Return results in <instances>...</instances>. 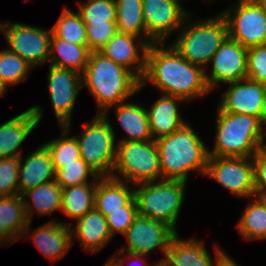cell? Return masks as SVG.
<instances>
[{
    "instance_id": "1",
    "label": "cell",
    "mask_w": 266,
    "mask_h": 266,
    "mask_svg": "<svg viewBox=\"0 0 266 266\" xmlns=\"http://www.w3.org/2000/svg\"><path fill=\"white\" fill-rule=\"evenodd\" d=\"M163 45L164 43L149 45L145 73L140 80L141 87L145 81H149L163 94L176 96L184 101L211 91L206 82L204 68L191 64L173 46L164 48Z\"/></svg>"
},
{
    "instance_id": "2",
    "label": "cell",
    "mask_w": 266,
    "mask_h": 266,
    "mask_svg": "<svg viewBox=\"0 0 266 266\" xmlns=\"http://www.w3.org/2000/svg\"><path fill=\"white\" fill-rule=\"evenodd\" d=\"M82 76L85 85L92 92L101 114L112 106L124 103L142 87L140 80L127 68L115 63L100 51H93Z\"/></svg>"
},
{
    "instance_id": "3",
    "label": "cell",
    "mask_w": 266,
    "mask_h": 266,
    "mask_svg": "<svg viewBox=\"0 0 266 266\" xmlns=\"http://www.w3.org/2000/svg\"><path fill=\"white\" fill-rule=\"evenodd\" d=\"M160 157L162 180L187 182L188 172L199 170L205 174L208 149L189 124L155 140Z\"/></svg>"
},
{
    "instance_id": "4",
    "label": "cell",
    "mask_w": 266,
    "mask_h": 266,
    "mask_svg": "<svg viewBox=\"0 0 266 266\" xmlns=\"http://www.w3.org/2000/svg\"><path fill=\"white\" fill-rule=\"evenodd\" d=\"M262 123L258 117L224 112L218 107L216 142L209 156L253 157L264 146Z\"/></svg>"
},
{
    "instance_id": "5",
    "label": "cell",
    "mask_w": 266,
    "mask_h": 266,
    "mask_svg": "<svg viewBox=\"0 0 266 266\" xmlns=\"http://www.w3.org/2000/svg\"><path fill=\"white\" fill-rule=\"evenodd\" d=\"M186 183L182 180H162L137 184L141 186L134 189L138 214L162 223L178 234L175 226L184 201Z\"/></svg>"
},
{
    "instance_id": "6",
    "label": "cell",
    "mask_w": 266,
    "mask_h": 266,
    "mask_svg": "<svg viewBox=\"0 0 266 266\" xmlns=\"http://www.w3.org/2000/svg\"><path fill=\"white\" fill-rule=\"evenodd\" d=\"M189 25H182V33L172 46L191 64L203 68L211 62L215 52L229 36L228 24L224 16L219 14Z\"/></svg>"
},
{
    "instance_id": "7",
    "label": "cell",
    "mask_w": 266,
    "mask_h": 266,
    "mask_svg": "<svg viewBox=\"0 0 266 266\" xmlns=\"http://www.w3.org/2000/svg\"><path fill=\"white\" fill-rule=\"evenodd\" d=\"M81 158L98 176H111L116 158L115 133L107 114L96 117L76 137Z\"/></svg>"
},
{
    "instance_id": "8",
    "label": "cell",
    "mask_w": 266,
    "mask_h": 266,
    "mask_svg": "<svg viewBox=\"0 0 266 266\" xmlns=\"http://www.w3.org/2000/svg\"><path fill=\"white\" fill-rule=\"evenodd\" d=\"M116 158L113 167L133 184L155 181L161 177V165L155 140L119 142L116 144Z\"/></svg>"
},
{
    "instance_id": "9",
    "label": "cell",
    "mask_w": 266,
    "mask_h": 266,
    "mask_svg": "<svg viewBox=\"0 0 266 266\" xmlns=\"http://www.w3.org/2000/svg\"><path fill=\"white\" fill-rule=\"evenodd\" d=\"M221 14L227 21L230 38L247 48L266 44L264 0H240L235 9L226 10Z\"/></svg>"
},
{
    "instance_id": "10",
    "label": "cell",
    "mask_w": 266,
    "mask_h": 266,
    "mask_svg": "<svg viewBox=\"0 0 266 266\" xmlns=\"http://www.w3.org/2000/svg\"><path fill=\"white\" fill-rule=\"evenodd\" d=\"M205 174L237 196L255 195L253 162L246 157L209 156Z\"/></svg>"
},
{
    "instance_id": "11",
    "label": "cell",
    "mask_w": 266,
    "mask_h": 266,
    "mask_svg": "<svg viewBox=\"0 0 266 266\" xmlns=\"http://www.w3.org/2000/svg\"><path fill=\"white\" fill-rule=\"evenodd\" d=\"M124 235L128 246L121 247L119 254L127 251L130 259H139L156 247H160L166 256L170 242L176 234L162 223L138 214Z\"/></svg>"
},
{
    "instance_id": "12",
    "label": "cell",
    "mask_w": 266,
    "mask_h": 266,
    "mask_svg": "<svg viewBox=\"0 0 266 266\" xmlns=\"http://www.w3.org/2000/svg\"><path fill=\"white\" fill-rule=\"evenodd\" d=\"M52 30L21 23L8 22L5 38L9 50L15 52L33 68L49 60Z\"/></svg>"
},
{
    "instance_id": "13",
    "label": "cell",
    "mask_w": 266,
    "mask_h": 266,
    "mask_svg": "<svg viewBox=\"0 0 266 266\" xmlns=\"http://www.w3.org/2000/svg\"><path fill=\"white\" fill-rule=\"evenodd\" d=\"M142 9L148 45L164 43L189 17L182 6L172 0H142Z\"/></svg>"
},
{
    "instance_id": "14",
    "label": "cell",
    "mask_w": 266,
    "mask_h": 266,
    "mask_svg": "<svg viewBox=\"0 0 266 266\" xmlns=\"http://www.w3.org/2000/svg\"><path fill=\"white\" fill-rule=\"evenodd\" d=\"M219 108L258 117L266 127V85L248 78L229 83Z\"/></svg>"
},
{
    "instance_id": "15",
    "label": "cell",
    "mask_w": 266,
    "mask_h": 266,
    "mask_svg": "<svg viewBox=\"0 0 266 266\" xmlns=\"http://www.w3.org/2000/svg\"><path fill=\"white\" fill-rule=\"evenodd\" d=\"M247 52V47L228 36L212 57L210 76L205 73L209 89H214L219 82L230 83L246 79Z\"/></svg>"
},
{
    "instance_id": "16",
    "label": "cell",
    "mask_w": 266,
    "mask_h": 266,
    "mask_svg": "<svg viewBox=\"0 0 266 266\" xmlns=\"http://www.w3.org/2000/svg\"><path fill=\"white\" fill-rule=\"evenodd\" d=\"M50 98L60 126L69 125L76 97L82 89V76L72 69L49 67Z\"/></svg>"
},
{
    "instance_id": "17",
    "label": "cell",
    "mask_w": 266,
    "mask_h": 266,
    "mask_svg": "<svg viewBox=\"0 0 266 266\" xmlns=\"http://www.w3.org/2000/svg\"><path fill=\"white\" fill-rule=\"evenodd\" d=\"M41 118L40 106H33L0 125V159L22 156L18 149Z\"/></svg>"
},
{
    "instance_id": "18",
    "label": "cell",
    "mask_w": 266,
    "mask_h": 266,
    "mask_svg": "<svg viewBox=\"0 0 266 266\" xmlns=\"http://www.w3.org/2000/svg\"><path fill=\"white\" fill-rule=\"evenodd\" d=\"M137 36L131 34H125L117 32L112 39L100 50L109 59L115 63L120 64L130 70L139 80L144 76L146 69V53L149 45L147 42H138V46L135 45ZM141 50V55L138 51ZM141 61V62H140ZM137 65L131 70L130 65ZM137 63V64H136Z\"/></svg>"
},
{
    "instance_id": "19",
    "label": "cell",
    "mask_w": 266,
    "mask_h": 266,
    "mask_svg": "<svg viewBox=\"0 0 266 266\" xmlns=\"http://www.w3.org/2000/svg\"><path fill=\"white\" fill-rule=\"evenodd\" d=\"M20 157L18 187L19 195L29 189L55 180V169L49 150L45 145L37 148L31 153L22 164ZM53 178L52 180H50Z\"/></svg>"
},
{
    "instance_id": "20",
    "label": "cell",
    "mask_w": 266,
    "mask_h": 266,
    "mask_svg": "<svg viewBox=\"0 0 266 266\" xmlns=\"http://www.w3.org/2000/svg\"><path fill=\"white\" fill-rule=\"evenodd\" d=\"M64 223L48 222L41 227H38L32 232L31 238L44 256L51 260L61 259L71 247L73 232L75 229H70Z\"/></svg>"
},
{
    "instance_id": "21",
    "label": "cell",
    "mask_w": 266,
    "mask_h": 266,
    "mask_svg": "<svg viewBox=\"0 0 266 266\" xmlns=\"http://www.w3.org/2000/svg\"><path fill=\"white\" fill-rule=\"evenodd\" d=\"M180 101L184 100L176 96L163 94L151 106L150 110L147 109L153 140L169 135L186 124L178 113L177 102ZM156 135L158 136L156 137Z\"/></svg>"
},
{
    "instance_id": "22",
    "label": "cell",
    "mask_w": 266,
    "mask_h": 266,
    "mask_svg": "<svg viewBox=\"0 0 266 266\" xmlns=\"http://www.w3.org/2000/svg\"><path fill=\"white\" fill-rule=\"evenodd\" d=\"M112 173L111 176L100 177L97 181L95 193V208L105 217L110 212L123 210V207L134 197V190H130L125 181Z\"/></svg>"
},
{
    "instance_id": "23",
    "label": "cell",
    "mask_w": 266,
    "mask_h": 266,
    "mask_svg": "<svg viewBox=\"0 0 266 266\" xmlns=\"http://www.w3.org/2000/svg\"><path fill=\"white\" fill-rule=\"evenodd\" d=\"M176 234L169 245L166 257L158 262L162 266H212L209 252L195 239L180 240Z\"/></svg>"
},
{
    "instance_id": "24",
    "label": "cell",
    "mask_w": 266,
    "mask_h": 266,
    "mask_svg": "<svg viewBox=\"0 0 266 266\" xmlns=\"http://www.w3.org/2000/svg\"><path fill=\"white\" fill-rule=\"evenodd\" d=\"M76 236L81 241L82 248L91 251V254L103 248L112 239L108 229L106 217L96 208L78 218Z\"/></svg>"
},
{
    "instance_id": "25",
    "label": "cell",
    "mask_w": 266,
    "mask_h": 266,
    "mask_svg": "<svg viewBox=\"0 0 266 266\" xmlns=\"http://www.w3.org/2000/svg\"><path fill=\"white\" fill-rule=\"evenodd\" d=\"M116 116L128 138L119 142L151 140L147 109L139 104L120 103L116 107Z\"/></svg>"
},
{
    "instance_id": "26",
    "label": "cell",
    "mask_w": 266,
    "mask_h": 266,
    "mask_svg": "<svg viewBox=\"0 0 266 266\" xmlns=\"http://www.w3.org/2000/svg\"><path fill=\"white\" fill-rule=\"evenodd\" d=\"M90 53L88 45H77L57 38L53 34L51 36L49 59L53 66L72 69L82 74Z\"/></svg>"
},
{
    "instance_id": "27",
    "label": "cell",
    "mask_w": 266,
    "mask_h": 266,
    "mask_svg": "<svg viewBox=\"0 0 266 266\" xmlns=\"http://www.w3.org/2000/svg\"><path fill=\"white\" fill-rule=\"evenodd\" d=\"M26 216L31 222L33 207L36 208L38 215H46L53 211H61L62 187L54 180L41 184L24 192L22 195ZM26 197H30L33 205L26 202Z\"/></svg>"
},
{
    "instance_id": "28",
    "label": "cell",
    "mask_w": 266,
    "mask_h": 266,
    "mask_svg": "<svg viewBox=\"0 0 266 266\" xmlns=\"http://www.w3.org/2000/svg\"><path fill=\"white\" fill-rule=\"evenodd\" d=\"M98 176L90 183H84L68 188H62L61 211L67 216L78 219L84 216L88 211L95 208V193Z\"/></svg>"
},
{
    "instance_id": "29",
    "label": "cell",
    "mask_w": 266,
    "mask_h": 266,
    "mask_svg": "<svg viewBox=\"0 0 266 266\" xmlns=\"http://www.w3.org/2000/svg\"><path fill=\"white\" fill-rule=\"evenodd\" d=\"M30 223L21 195L0 196V225H3L15 239L25 235Z\"/></svg>"
},
{
    "instance_id": "30",
    "label": "cell",
    "mask_w": 266,
    "mask_h": 266,
    "mask_svg": "<svg viewBox=\"0 0 266 266\" xmlns=\"http://www.w3.org/2000/svg\"><path fill=\"white\" fill-rule=\"evenodd\" d=\"M117 32L146 38L142 0H115Z\"/></svg>"
},
{
    "instance_id": "31",
    "label": "cell",
    "mask_w": 266,
    "mask_h": 266,
    "mask_svg": "<svg viewBox=\"0 0 266 266\" xmlns=\"http://www.w3.org/2000/svg\"><path fill=\"white\" fill-rule=\"evenodd\" d=\"M241 235L247 240H261L266 238V199L255 196L246 207L237 224Z\"/></svg>"
},
{
    "instance_id": "32",
    "label": "cell",
    "mask_w": 266,
    "mask_h": 266,
    "mask_svg": "<svg viewBox=\"0 0 266 266\" xmlns=\"http://www.w3.org/2000/svg\"><path fill=\"white\" fill-rule=\"evenodd\" d=\"M51 30L57 38L77 45H88L85 23L78 13H73L66 7Z\"/></svg>"
},
{
    "instance_id": "33",
    "label": "cell",
    "mask_w": 266,
    "mask_h": 266,
    "mask_svg": "<svg viewBox=\"0 0 266 266\" xmlns=\"http://www.w3.org/2000/svg\"><path fill=\"white\" fill-rule=\"evenodd\" d=\"M62 128H64L62 135H65L63 138H58L44 144L51 154L55 172L62 168L64 164L78 163V159L81 158L76 136L67 138L66 135L69 133L70 127L65 125Z\"/></svg>"
},
{
    "instance_id": "34",
    "label": "cell",
    "mask_w": 266,
    "mask_h": 266,
    "mask_svg": "<svg viewBox=\"0 0 266 266\" xmlns=\"http://www.w3.org/2000/svg\"><path fill=\"white\" fill-rule=\"evenodd\" d=\"M32 68L15 52L9 49L0 51V81L5 87L26 80Z\"/></svg>"
},
{
    "instance_id": "35",
    "label": "cell",
    "mask_w": 266,
    "mask_h": 266,
    "mask_svg": "<svg viewBox=\"0 0 266 266\" xmlns=\"http://www.w3.org/2000/svg\"><path fill=\"white\" fill-rule=\"evenodd\" d=\"M77 13L84 23L116 21V3L115 0H89L80 5Z\"/></svg>"
},
{
    "instance_id": "36",
    "label": "cell",
    "mask_w": 266,
    "mask_h": 266,
    "mask_svg": "<svg viewBox=\"0 0 266 266\" xmlns=\"http://www.w3.org/2000/svg\"><path fill=\"white\" fill-rule=\"evenodd\" d=\"M89 175L94 178L98 177V174L80 158L78 163L64 164L62 168L58 169L55 172V181L62 188H68L88 183Z\"/></svg>"
},
{
    "instance_id": "37",
    "label": "cell",
    "mask_w": 266,
    "mask_h": 266,
    "mask_svg": "<svg viewBox=\"0 0 266 266\" xmlns=\"http://www.w3.org/2000/svg\"><path fill=\"white\" fill-rule=\"evenodd\" d=\"M20 157L0 159V196L19 194Z\"/></svg>"
},
{
    "instance_id": "38",
    "label": "cell",
    "mask_w": 266,
    "mask_h": 266,
    "mask_svg": "<svg viewBox=\"0 0 266 266\" xmlns=\"http://www.w3.org/2000/svg\"><path fill=\"white\" fill-rule=\"evenodd\" d=\"M88 48L91 52L100 51L117 33L116 21L106 23H85Z\"/></svg>"
},
{
    "instance_id": "39",
    "label": "cell",
    "mask_w": 266,
    "mask_h": 266,
    "mask_svg": "<svg viewBox=\"0 0 266 266\" xmlns=\"http://www.w3.org/2000/svg\"><path fill=\"white\" fill-rule=\"evenodd\" d=\"M247 78L266 85V44L248 48Z\"/></svg>"
},
{
    "instance_id": "40",
    "label": "cell",
    "mask_w": 266,
    "mask_h": 266,
    "mask_svg": "<svg viewBox=\"0 0 266 266\" xmlns=\"http://www.w3.org/2000/svg\"><path fill=\"white\" fill-rule=\"evenodd\" d=\"M137 215V203L134 197L123 207V210L110 212L106 216V221L111 235L118 231L124 235Z\"/></svg>"
},
{
    "instance_id": "41",
    "label": "cell",
    "mask_w": 266,
    "mask_h": 266,
    "mask_svg": "<svg viewBox=\"0 0 266 266\" xmlns=\"http://www.w3.org/2000/svg\"><path fill=\"white\" fill-rule=\"evenodd\" d=\"M255 196L266 199V151L260 149L252 158Z\"/></svg>"
},
{
    "instance_id": "42",
    "label": "cell",
    "mask_w": 266,
    "mask_h": 266,
    "mask_svg": "<svg viewBox=\"0 0 266 266\" xmlns=\"http://www.w3.org/2000/svg\"><path fill=\"white\" fill-rule=\"evenodd\" d=\"M216 266H237L236 262L233 261L226 253L219 250V247H216ZM214 266V265H212Z\"/></svg>"
},
{
    "instance_id": "43",
    "label": "cell",
    "mask_w": 266,
    "mask_h": 266,
    "mask_svg": "<svg viewBox=\"0 0 266 266\" xmlns=\"http://www.w3.org/2000/svg\"><path fill=\"white\" fill-rule=\"evenodd\" d=\"M117 254L114 255V257L110 258V260H108L109 262H107L110 266H124V263L123 261H125V257L121 258V257H118ZM145 266H148L145 264ZM152 266H159L158 263H155L154 265Z\"/></svg>"
},
{
    "instance_id": "44",
    "label": "cell",
    "mask_w": 266,
    "mask_h": 266,
    "mask_svg": "<svg viewBox=\"0 0 266 266\" xmlns=\"http://www.w3.org/2000/svg\"><path fill=\"white\" fill-rule=\"evenodd\" d=\"M11 240L16 241V239L6 230V228L3 225H0V242L1 241L11 242Z\"/></svg>"
},
{
    "instance_id": "45",
    "label": "cell",
    "mask_w": 266,
    "mask_h": 266,
    "mask_svg": "<svg viewBox=\"0 0 266 266\" xmlns=\"http://www.w3.org/2000/svg\"><path fill=\"white\" fill-rule=\"evenodd\" d=\"M7 26H8V22H6V24H0V30L3 31V35H6V31H7Z\"/></svg>"
},
{
    "instance_id": "46",
    "label": "cell",
    "mask_w": 266,
    "mask_h": 266,
    "mask_svg": "<svg viewBox=\"0 0 266 266\" xmlns=\"http://www.w3.org/2000/svg\"><path fill=\"white\" fill-rule=\"evenodd\" d=\"M6 91V87L2 84V82L0 81V97L3 96Z\"/></svg>"
},
{
    "instance_id": "47",
    "label": "cell",
    "mask_w": 266,
    "mask_h": 266,
    "mask_svg": "<svg viewBox=\"0 0 266 266\" xmlns=\"http://www.w3.org/2000/svg\"><path fill=\"white\" fill-rule=\"evenodd\" d=\"M264 129H266V127ZM265 135H266V130H265ZM263 149L266 151V146L265 145L263 146Z\"/></svg>"
},
{
    "instance_id": "48",
    "label": "cell",
    "mask_w": 266,
    "mask_h": 266,
    "mask_svg": "<svg viewBox=\"0 0 266 266\" xmlns=\"http://www.w3.org/2000/svg\"><path fill=\"white\" fill-rule=\"evenodd\" d=\"M172 1H174V2H176L178 5H180L179 0H172Z\"/></svg>"
}]
</instances>
